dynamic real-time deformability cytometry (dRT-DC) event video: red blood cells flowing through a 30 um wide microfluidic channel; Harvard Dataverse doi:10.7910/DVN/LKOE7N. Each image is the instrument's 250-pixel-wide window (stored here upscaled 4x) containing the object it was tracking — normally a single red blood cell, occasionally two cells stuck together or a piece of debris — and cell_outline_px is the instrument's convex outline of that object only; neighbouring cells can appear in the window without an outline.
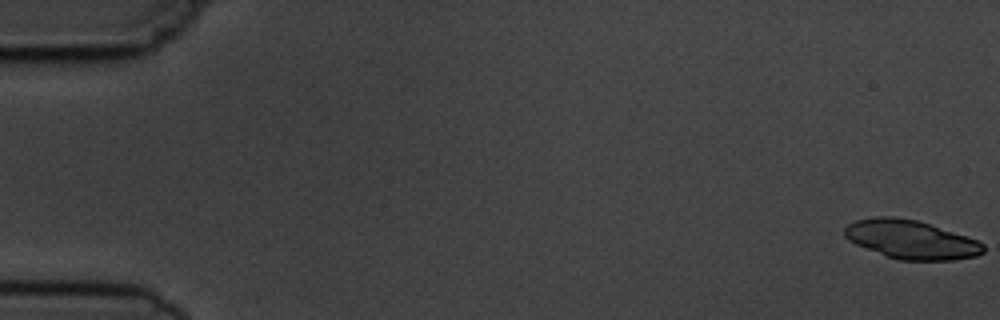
{"species": "common noctule bat (a hibernating species)", "species_latin": "Nyctalus noctula", "temperature_condition": "cold", "stored_images_in_passage": 7, "camera_frame_rate_fps": 3000, "um_per_image_px": 0.085, "animal": {"sex": "male", "body_mass_g": 19.5, "forearm_length_mm": 54.6}, "frame": {"image": 1, "passage_image": 1, "time_ms": 0.0, "image_size_px": [1000, 320], "cell_outline_px": [[984, 252], [976, 256], [952, 260], [900, 260], [888, 256], [856, 244], [848, 240], [844, 236], [844, 228], [848, 224], [856, 220], [876, 216], [892, 216], [916, 220], [976, 240], [984, 244]], "centroid_in_image_um": [77.4, 20.36], "position_along_channel_um": 7.6, "area_um2": 30.81}}